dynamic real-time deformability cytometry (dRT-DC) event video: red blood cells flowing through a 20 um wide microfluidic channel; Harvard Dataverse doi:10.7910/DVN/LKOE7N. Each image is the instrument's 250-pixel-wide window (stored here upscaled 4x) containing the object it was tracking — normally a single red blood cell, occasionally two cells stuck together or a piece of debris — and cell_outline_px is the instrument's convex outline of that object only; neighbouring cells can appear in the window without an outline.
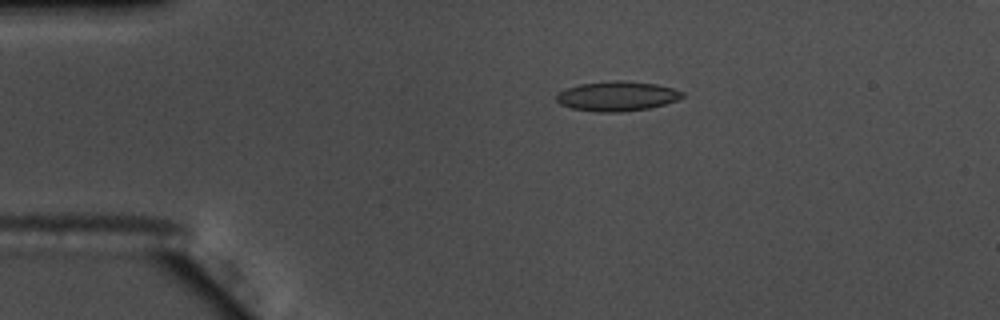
{"species": "common noctule bat (a hibernating species)", "species_latin": "Nyctalus noctula", "temperature_condition": "warm", "stored_images_in_passage": 45, "camera_frame_rate_fps": 3000, "um_per_image_px": 0.085, "animal": {"sex": "male", "body_mass_g": 17.5, "forearm_length_mm": 52.3}, "frame": {"image": 1, "passage_image": 1, "time_ms": 0.0, "image_size_px": [1000, 320], "cell_outline_px": [[684, 96], [676, 100], [664, 104], [648, 108], [620, 112], [600, 112], [572, 108], [560, 104], [556, 100], [556, 96], [560, 92], [568, 88], [580, 84], [616, 80], [624, 80], [656, 84], [672, 88], [684, 92]], "centroid_in_image_um": [52.46, 8.17], "position_along_channel_um": 32.5, "area_um2": 21.56}}
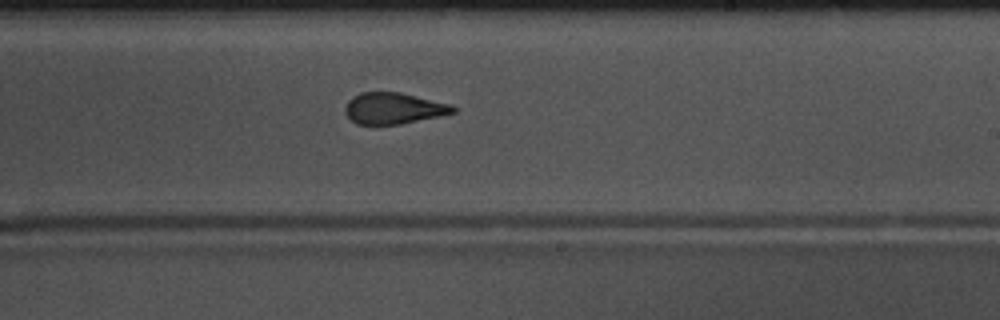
{"frame": {"image": 2, "passage_image": 23, "time_ms": 7.333, "image_size_px": [1000, 320], "cell_outline_px": [[456, 112], [440, 116], [400, 124], [356, 124], [344, 112], [344, 108], [348, 100], [352, 96], [360, 92], [400, 92], [452, 104], [456, 108]], "centroid_in_image_um": [33.45, 9.2], "position_along_channel_um": 255.5, "area_um2": 19.77}}
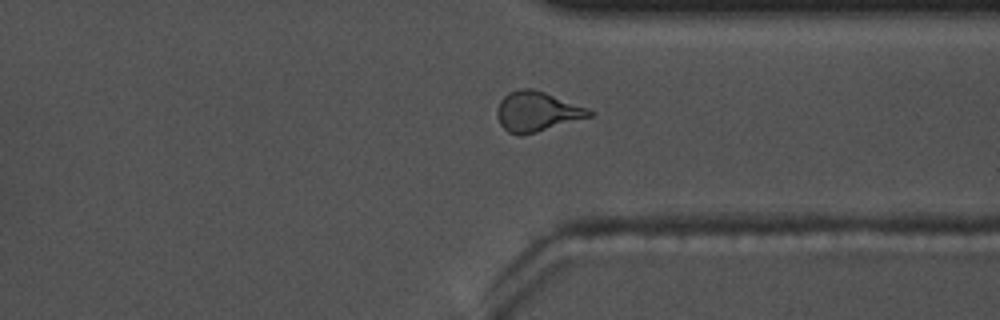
{"frame": {"image": 3, "passage_image": 32, "time_ms": 10.333, "image_size_px": [1000, 320], "cell_outline_px": [[596, 112], [592, 116], [536, 132], [520, 136], [508, 132], [500, 124], [496, 112], [500, 100], [508, 92], [520, 88], [532, 88], [544, 92], [588, 108]], "centroid_in_image_um": [45.63, 9.48], "position_along_channel_um": 365.8, "area_um2": 21.39}, "authors_computed_cell_mechanics": {"area_um2": 20.808, "velocity_mm_per_s": 3.6736, "shape_relaxation_time_tau1_ms": 6.1645, "shape_relaxation_time_tau2_ms": 0.9307, "deformation_change_tau1": 0.1594, "deformation_change_tau2": 0.0733}}